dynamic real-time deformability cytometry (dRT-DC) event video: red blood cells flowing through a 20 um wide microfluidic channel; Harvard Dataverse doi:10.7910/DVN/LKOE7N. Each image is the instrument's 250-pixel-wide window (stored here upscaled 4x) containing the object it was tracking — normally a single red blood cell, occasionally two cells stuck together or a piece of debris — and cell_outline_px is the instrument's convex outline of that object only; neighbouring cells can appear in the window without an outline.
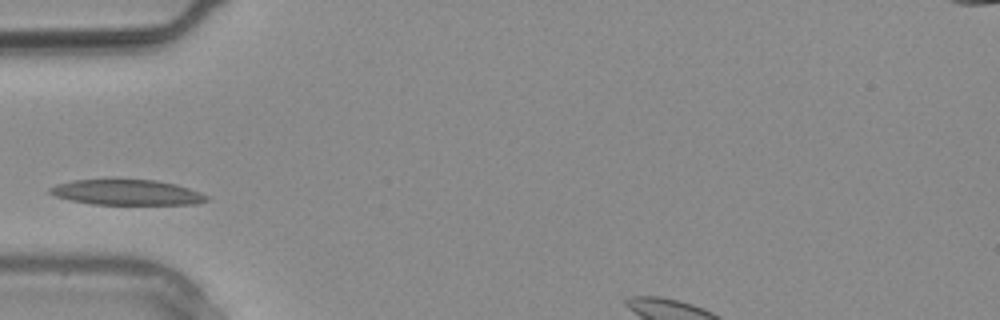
{"species": "common noctule bat (a hibernating species)", "species_latin": "Nyctalus noctula", "temperature_condition": "warm", "stored_images_in_passage": 1, "camera_frame_rate_fps": 3000, "um_per_image_px": 0.085, "animal": {"sex": "male", "body_mass_g": 20.4}, "frame": {"image": 1, "passage_image": 1, "time_ms": 0.0, "image_size_px": [1000, 320], "cell_outline_px": [[208, 200], [196, 204], [92, 204], [68, 200], [56, 196], [48, 192], [48, 188], [56, 184], [76, 180], [156, 180], [176, 184], [200, 192], [208, 196]], "centroid_in_image_um": [10.77, 16.36], "position_along_channel_um": 74.2, "area_um2": 23.0}}